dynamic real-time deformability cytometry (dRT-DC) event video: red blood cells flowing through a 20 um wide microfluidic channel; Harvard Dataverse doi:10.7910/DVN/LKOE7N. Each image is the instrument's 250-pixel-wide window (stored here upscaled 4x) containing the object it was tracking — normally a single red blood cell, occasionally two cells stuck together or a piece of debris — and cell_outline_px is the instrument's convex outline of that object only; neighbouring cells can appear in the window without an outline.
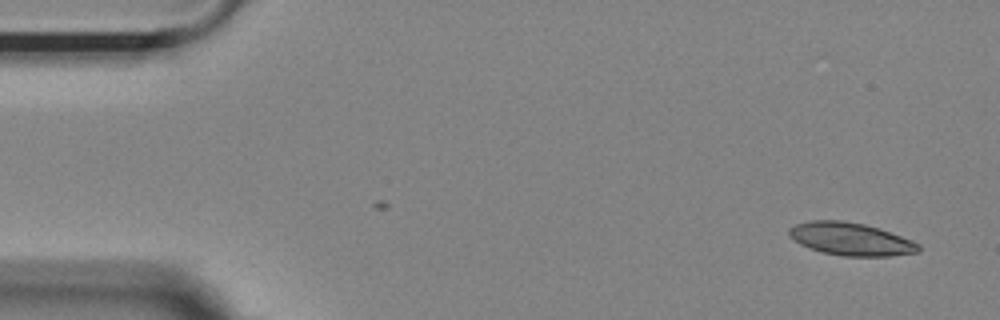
{"species": "Egyptian fruit bat (a non-hibernating species)", "species_latin": "Rousettus aegyptiacus", "temperature_condition": "room temperature", "stored_images_in_passage": 34, "camera_frame_rate_fps": 3000, "um_per_image_px": 0.085, "animal": {"sex": "female"}, "frame": {"image": 1, "passage_image": 1, "time_ms": 0.0, "image_size_px": [1000, 320], "cell_outline_px": [[920, 252], [888, 256], [844, 256], [824, 252], [800, 244], [788, 236], [788, 228], [796, 224], [812, 220], [844, 220], [864, 224], [880, 228], [912, 240], [920, 244]], "centroid_in_image_um": [72.33, 20.31], "position_along_channel_um": 12.7, "area_um2": 24.74}}
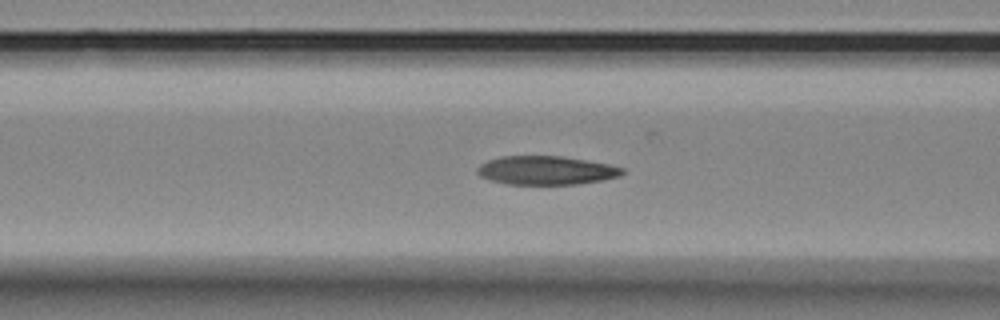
{"frame": {"image": 2, "passage_image": 19, "time_ms": 6.0, "image_size_px": [1000, 320], "cell_outline_px": [[624, 172], [620, 176], [600, 180], [576, 184], [508, 184], [492, 180], [480, 176], [476, 172], [476, 168], [480, 164], [488, 160], [504, 156], [560, 156], [608, 164], [624, 168]], "centroid_in_image_um": [46.4, 14.48], "position_along_channel_um": 120.2, "area_um2": 23.99}}
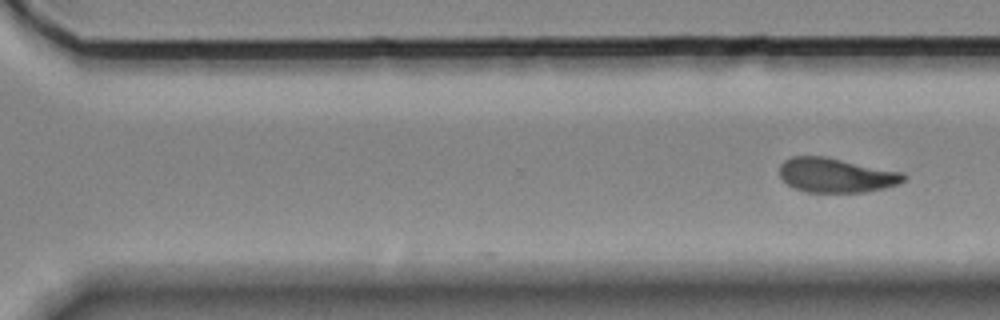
{"frame": {"image": 3, "passage_image": 34, "time_ms": 11.0, "image_size_px": [1000, 320], "cell_outline_px": [[908, 176], [904, 180], [896, 184], [884, 188], [864, 192], [808, 192], [792, 188], [780, 176], [780, 164], [784, 160], [792, 156], [824, 156], [904, 172]], "centroid_in_image_um": [71.06, 14.89], "position_along_channel_um": 299.5, "area_um2": 24.97}}